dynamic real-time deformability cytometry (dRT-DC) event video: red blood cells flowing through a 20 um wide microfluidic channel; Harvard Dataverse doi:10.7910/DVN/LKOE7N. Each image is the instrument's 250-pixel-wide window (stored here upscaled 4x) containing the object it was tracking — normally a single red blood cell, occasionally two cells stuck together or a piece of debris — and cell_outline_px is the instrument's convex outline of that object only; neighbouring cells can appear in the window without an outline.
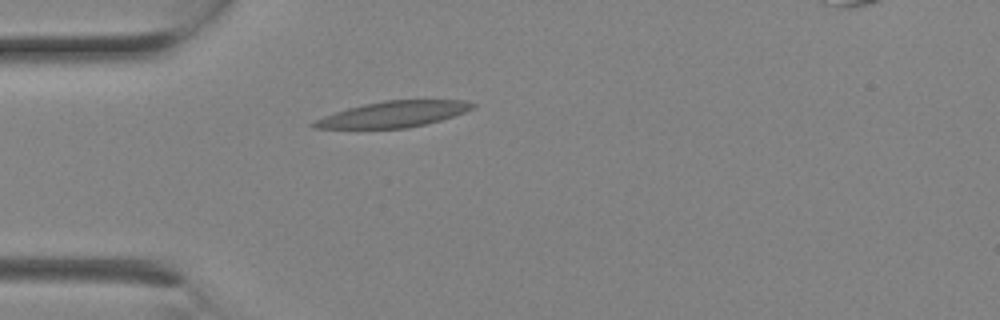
{"species": "Egyptian fruit bat (a non-hibernating species)", "species_latin": "Rousettus aegyptiacus", "temperature_condition": "room temperature", "stored_images_in_passage": 3, "camera_frame_rate_fps": 3000, "um_per_image_px": 0.085, "animal": {"sex": "female"}, "frame": {"image": 1, "passage_image": 3, "time_ms": 0.667, "image_size_px": [1000, 320], "cell_outline_px": [[476, 104], [472, 108], [464, 112], [440, 120], [408, 128], [312, 128], [308, 124], [324, 116], [348, 108], [364, 104], [384, 100], [464, 100]], "centroid_in_image_um": [33.41, 9.7], "position_along_channel_um": 51.6, "area_um2": 23.7}}